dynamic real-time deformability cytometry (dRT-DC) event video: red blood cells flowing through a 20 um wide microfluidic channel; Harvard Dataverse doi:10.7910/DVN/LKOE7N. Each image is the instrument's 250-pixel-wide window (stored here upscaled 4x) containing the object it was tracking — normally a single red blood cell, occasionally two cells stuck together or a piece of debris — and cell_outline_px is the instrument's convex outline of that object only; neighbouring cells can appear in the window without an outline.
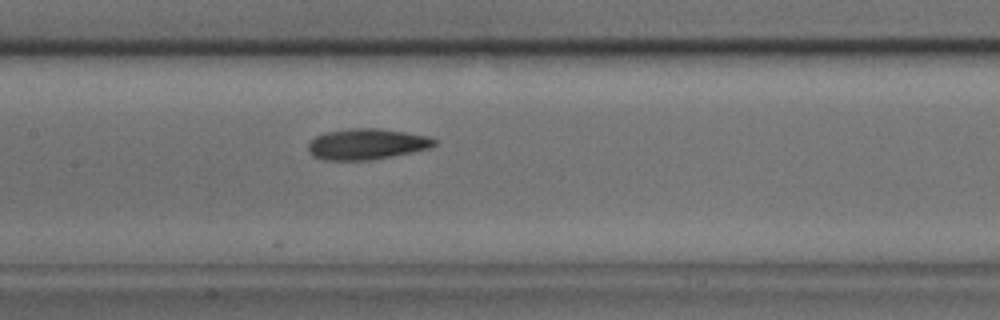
{"species": "common noctule bat (a hibernating species)", "species_latin": "Nyctalus noctula", "temperature_condition": "cold", "stored_images_in_passage": 31, "camera_frame_rate_fps": 3000, "um_per_image_px": 0.085, "animal": {"sex": "male", "body_mass_g": 17.9, "forearm_length_mm": 54.2}, "frame": {"image": 1, "passage_image": 11, "time_ms": 3.333, "image_size_px": [1000, 320], "cell_outline_px": [[436, 144], [432, 148], [372, 160], [324, 160], [312, 156], [308, 152], [308, 144], [316, 136], [324, 132], [348, 128], [380, 128], [428, 136], [436, 140]], "centroid_in_image_um": [31.16, 12.25], "position_along_channel_um": 176.2, "area_um2": 22.89}}
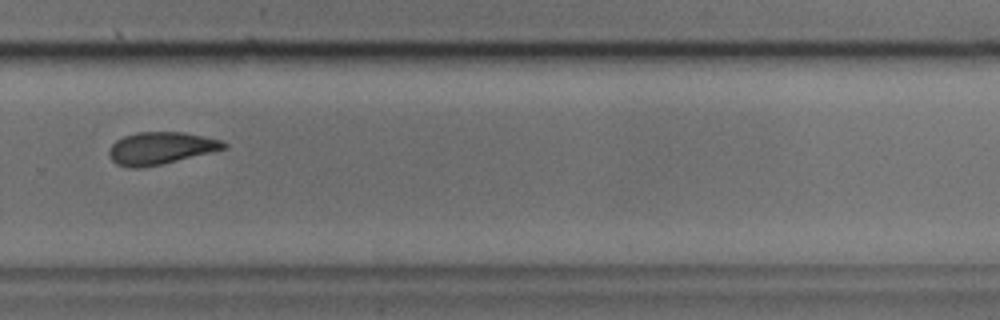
{"frame": {"image": 2, "passage_image": 20, "time_ms": 6.333, "image_size_px": [1000, 320], "cell_outline_px": [[228, 148], [160, 164], [140, 168], [132, 168], [116, 164], [112, 160], [108, 152], [112, 144], [116, 140], [124, 136], [136, 132], [180, 132], [220, 140], [228, 144]], "centroid_in_image_um": [13.62, 12.59], "position_along_channel_um": 316.2, "area_um2": 21.27}}
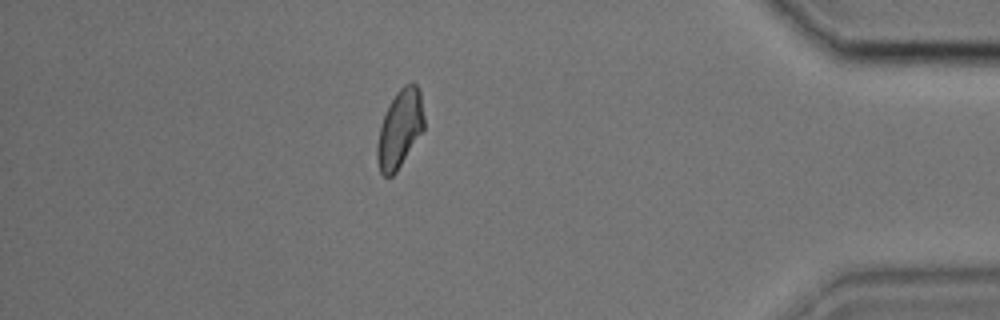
{"frame": {"image": 3, "passage_image": 28, "time_ms": 9.0, "image_size_px": [1000, 320], "cell_outline_px": [[424, 128], [396, 172], [392, 176], [384, 176], [380, 172], [376, 160], [376, 148], [380, 124], [388, 104], [396, 92], [404, 84], [412, 80], [416, 84], [420, 92], [424, 116]], "centroid_in_image_um": [33.96, 10.92], "position_along_channel_um": 401.2, "area_um2": 21.44}}